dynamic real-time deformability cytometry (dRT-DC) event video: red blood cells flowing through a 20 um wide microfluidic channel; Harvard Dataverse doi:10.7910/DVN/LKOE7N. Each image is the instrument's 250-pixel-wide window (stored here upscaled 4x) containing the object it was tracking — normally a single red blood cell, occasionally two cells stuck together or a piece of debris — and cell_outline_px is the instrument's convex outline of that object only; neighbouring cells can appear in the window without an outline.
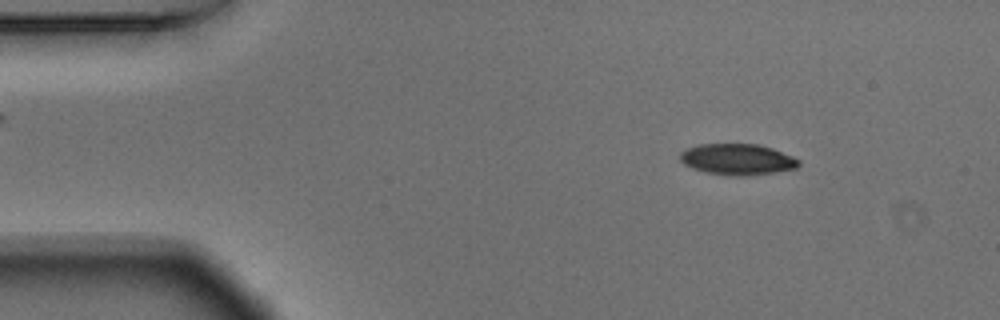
{"species": "Egyptian fruit bat (a non-hibernating species)", "species_latin": "Rousettus aegyptiacus", "temperature_condition": "warm", "stored_images_in_passage": 53, "camera_frame_rate_fps": 3000, "um_per_image_px": 0.085, "animal": {"sex": "male"}, "frame": {"image": 1, "passage_image": 6, "time_ms": 1.667, "image_size_px": [1000, 320], "cell_outline_px": [[800, 164], [796, 168], [748, 176], [736, 176], [704, 172], [692, 168], [684, 164], [680, 160], [680, 152], [688, 148], [700, 144], [760, 144], [772, 148], [792, 156], [800, 160]], "centroid_in_image_um": [62.67, 13.54], "position_along_channel_um": 22.3, "area_um2": 21.44}}
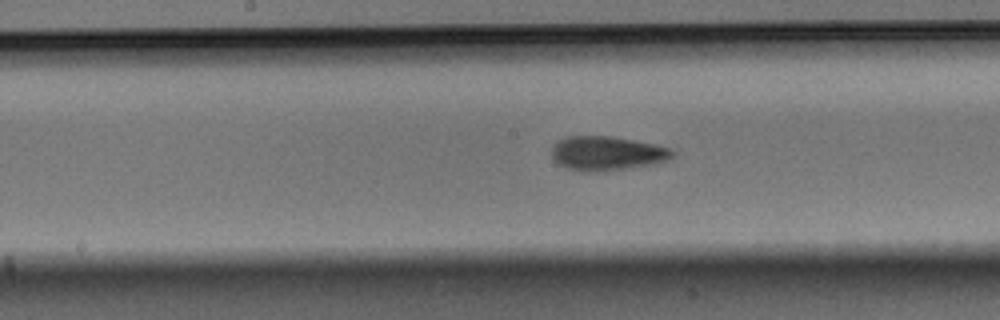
{"frame": {"image": 2, "passage_image": 26, "time_ms": 8.333, "image_size_px": [1000, 320], "cell_outline_px": [[672, 160], [652, 164], [596, 172], [584, 172], [568, 168], [556, 164], [552, 156], [552, 148], [560, 140], [568, 136], [608, 136], [656, 144], [668, 148], [672, 152]], "centroid_in_image_um": [51.57, 13.04], "position_along_channel_um": 196.6, "area_um2": 23.81}}
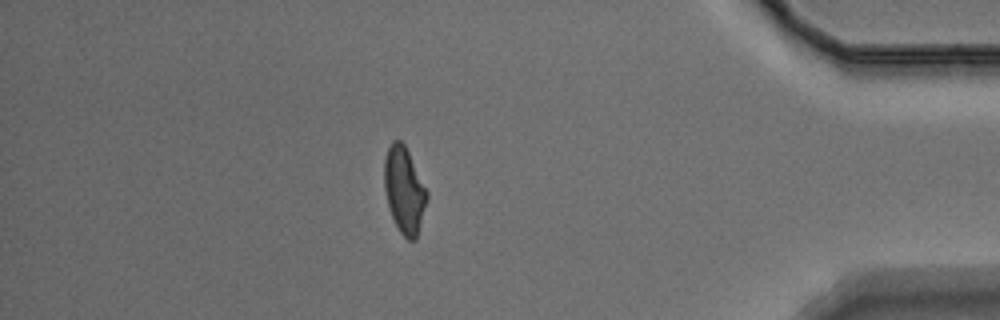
{"frame": {"image": 3, "passage_image": 46, "time_ms": 15.0, "image_size_px": [1000, 320], "cell_outline_px": [[428, 200], [416, 240], [408, 240], [400, 232], [392, 216], [388, 204], [384, 188], [384, 160], [388, 148], [392, 140], [400, 140], [404, 144], [428, 192]], "centroid_in_image_um": [34.37, 16.17], "position_along_channel_um": 400.8, "area_um2": 21.33}, "authors_computed_cell_mechanics": {"area_um2": 22.1952, "velocity_mm_per_s": 3.685, "shape_relaxation_time_tau1_ms": 4.3072, "shape_relaxation_time_tau2_ms": 2.348, "deformation_change_tau1": 0.1536, "deformation_change_tau2": 0.0941}}